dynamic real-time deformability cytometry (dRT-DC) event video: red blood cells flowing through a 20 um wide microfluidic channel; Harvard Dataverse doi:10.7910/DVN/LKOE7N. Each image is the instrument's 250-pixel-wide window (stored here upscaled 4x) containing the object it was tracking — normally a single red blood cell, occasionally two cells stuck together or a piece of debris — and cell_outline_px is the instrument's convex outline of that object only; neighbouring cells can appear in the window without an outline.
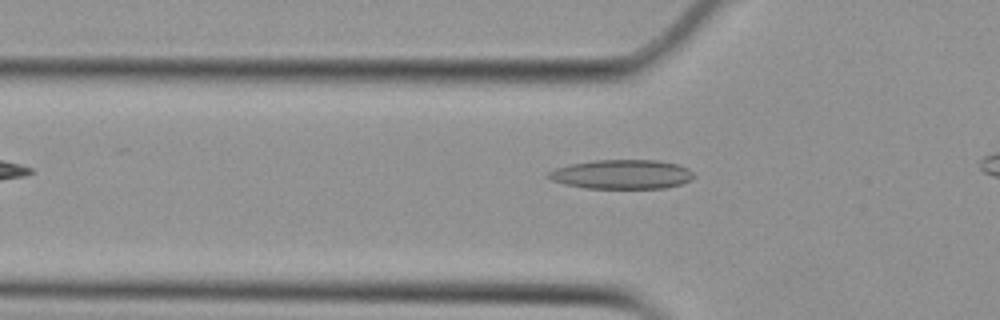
{"species": "Egyptian fruit bat (a non-hibernating species)", "species_latin": "Rousettus aegyptiacus", "temperature_condition": "cold", "stored_images_in_passage": 13, "camera_frame_rate_fps": 3000, "um_per_image_px": 0.085, "animal": {"sex": "female"}, "frame": {"image": 1, "passage_image": 2, "time_ms": 0.333, "image_size_px": [1000, 320], "cell_outline_px": [[696, 176], [692, 180], [680, 184], [664, 188], [584, 188], [564, 184], [552, 180], [544, 176], [548, 172], [556, 168], [568, 164], [592, 160], [660, 160], [676, 164], [688, 168]], "centroid_in_image_um": [52.84, 14.81], "position_along_channel_um": 73.0, "area_um2": 25.03}}
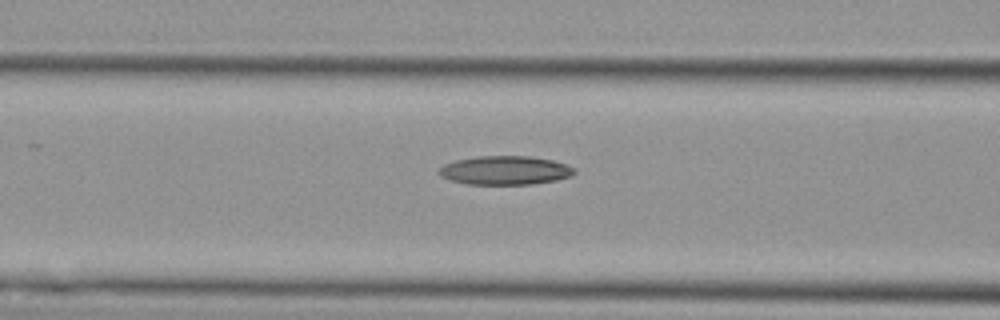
{"frame": {"image": 2, "passage_image": 6, "time_ms": 1.667, "image_size_px": [1000, 320], "cell_outline_px": [[576, 172], [572, 176], [556, 180], [532, 184], [464, 184], [448, 180], [440, 176], [436, 172], [444, 164], [456, 160], [476, 156], [532, 156], [552, 160], [568, 164], [576, 168]], "centroid_in_image_um": [42.93, 14.48], "position_along_channel_um": 123.7, "area_um2": 23.06}}
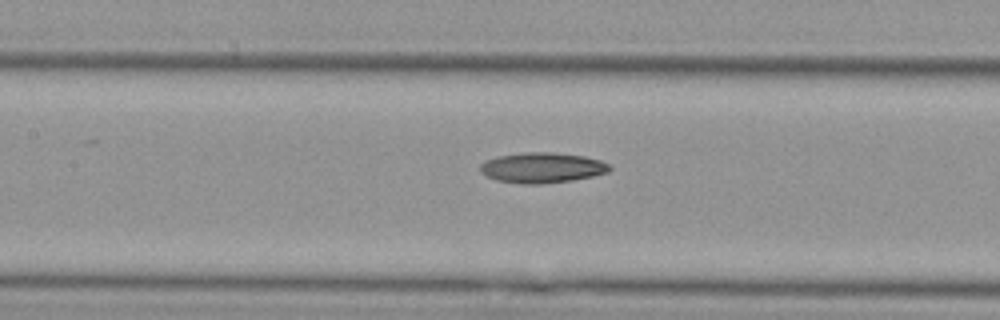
{"frame": {"image": 3, "passage_image": 9, "time_ms": 2.667, "image_size_px": [1000, 320], "cell_outline_px": [[612, 168], [608, 172], [592, 176], [572, 180], [540, 184], [520, 184], [496, 180], [480, 172], [480, 164], [488, 160], [500, 156], [524, 152], [552, 152], [584, 156], [600, 160], [608, 164]], "centroid_in_image_um": [46.09, 14.26], "position_along_channel_um": 161.3, "area_um2": 22.77}}